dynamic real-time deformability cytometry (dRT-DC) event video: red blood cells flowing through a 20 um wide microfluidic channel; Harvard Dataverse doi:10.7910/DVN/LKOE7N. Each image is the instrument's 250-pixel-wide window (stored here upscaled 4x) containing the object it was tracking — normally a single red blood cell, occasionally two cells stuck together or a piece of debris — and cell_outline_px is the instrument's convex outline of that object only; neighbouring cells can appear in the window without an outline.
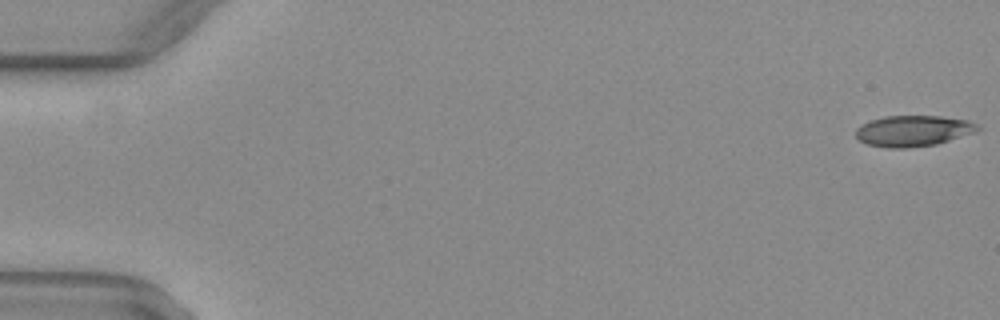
{"species": "common noctule bat (a hibernating species)", "species_latin": "Nyctalus noctula", "temperature_condition": "warm", "stored_images_in_passage": 50, "camera_frame_rate_fps": 3000, "um_per_image_px": 0.085, "animal": {"sex": "female", "body_mass_g": 29.2, "forearm_length_mm": 56.3}, "frame": {"image": 1, "passage_image": 1, "time_ms": 0.0, "image_size_px": [1000, 320], "cell_outline_px": [[980, 128], [976, 132], [936, 144], [904, 148], [888, 148], [868, 144], [860, 140], [856, 136], [856, 128], [872, 120], [884, 116], [940, 116], [968, 120], [980, 124]], "centroid_in_image_um": [77.66, 11.12], "position_along_channel_um": 7.3, "area_um2": 21.85}}
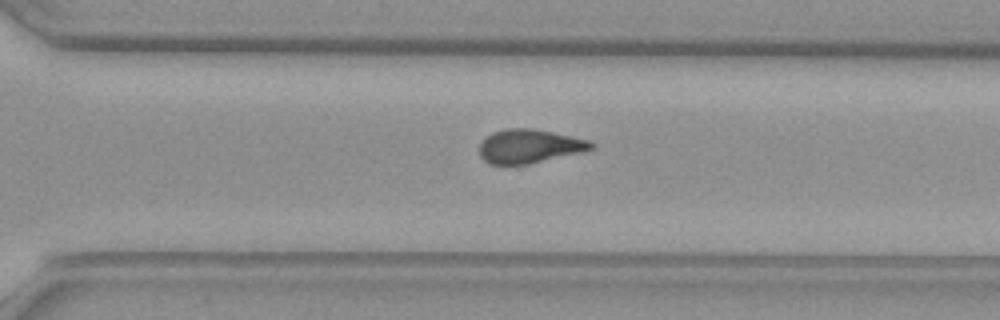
{"frame": {"image": 2, "passage_image": 37, "time_ms": 12.0, "image_size_px": [1000, 320], "cell_outline_px": [[596, 144], [592, 148], [584, 152], [528, 164], [488, 164], [480, 156], [480, 144], [484, 136], [492, 132], [508, 128], [532, 128], [592, 140]], "centroid_in_image_um": [45.01, 12.42], "position_along_channel_um": 325.6, "area_um2": 22.25}}
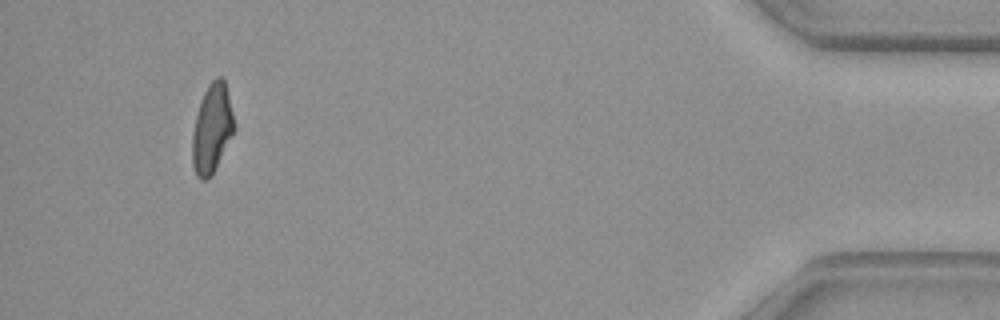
{"frame": {"image": 3, "passage_image": 49, "time_ms": 16.0, "image_size_px": [1000, 320], "cell_outline_px": [[236, 128], [212, 176], [208, 180], [200, 180], [196, 176], [192, 164], [192, 136], [196, 116], [200, 100], [208, 84], [216, 76], [220, 76], [224, 80], [236, 124]], "centroid_in_image_um": [18.02, 10.96], "position_along_channel_um": 417.2, "area_um2": 21.96}}